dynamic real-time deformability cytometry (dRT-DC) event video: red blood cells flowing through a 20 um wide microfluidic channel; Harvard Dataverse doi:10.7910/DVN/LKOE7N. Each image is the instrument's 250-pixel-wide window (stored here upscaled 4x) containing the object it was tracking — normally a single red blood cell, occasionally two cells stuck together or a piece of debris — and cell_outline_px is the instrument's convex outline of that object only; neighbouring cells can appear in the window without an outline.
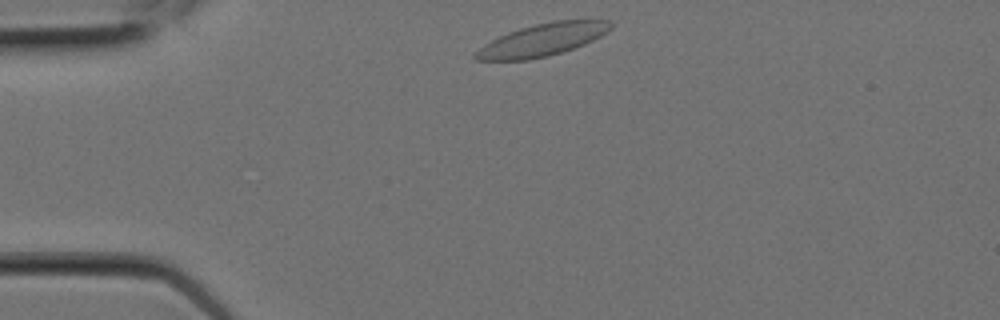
{"species": "Egyptian fruit bat (a non-hibernating species)", "species_latin": "Rousettus aegyptiacus", "temperature_condition": "room temperature", "stored_images_in_passage": 6, "camera_frame_rate_fps": 3000, "um_per_image_px": 0.085, "animal": {"sex": "female"}, "frame": {"image": 1, "passage_image": 1, "time_ms": 0.0, "image_size_px": [1000, 320], "cell_outline_px": [[612, 28], [600, 36], [584, 44], [548, 56], [528, 60], [476, 60], [472, 56], [484, 44], [508, 32], [520, 28], [552, 20], [612, 20]], "centroid_in_image_um": [46.1, 3.38], "position_along_channel_um": 38.9, "area_um2": 25.26}}
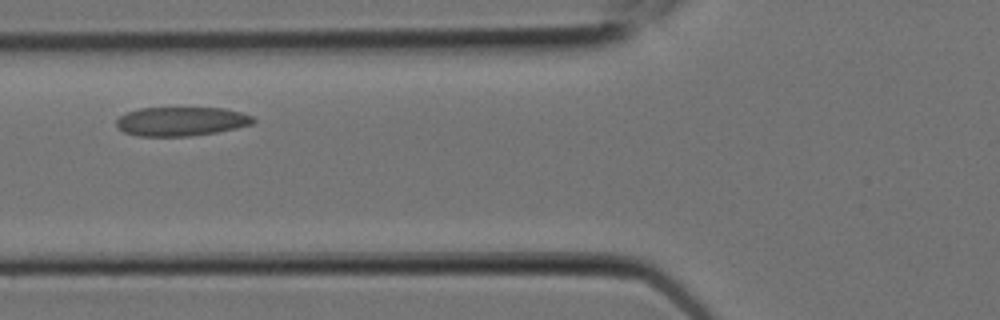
{"frame": {"image": 2, "passage_image": 4, "time_ms": 1.0, "image_size_px": [1000, 320], "cell_outline_px": [[256, 120], [252, 124], [236, 128], [216, 132], [188, 136], [136, 136], [124, 132], [116, 124], [116, 120], [120, 116], [128, 112], [140, 108], [224, 108], [240, 112], [252, 116]], "centroid_in_image_um": [15.4, 10.32], "position_along_channel_um": 110.4, "area_um2": 23.0}}
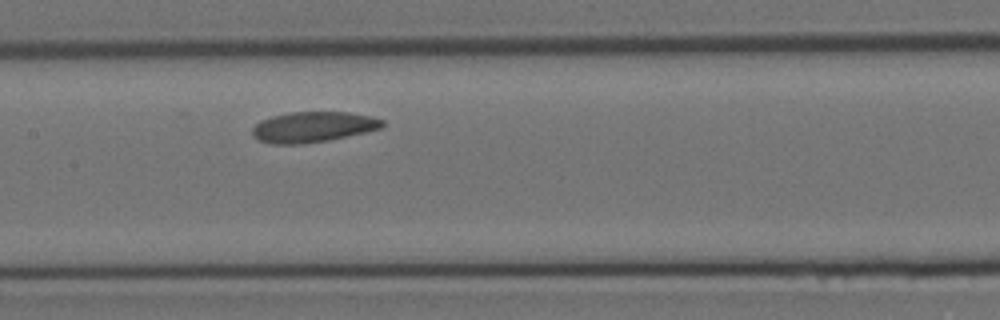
{"frame": {"image": 3, "passage_image": 6, "time_ms": 1.667, "image_size_px": [1000, 320], "cell_outline_px": [[384, 128], [328, 140], [300, 144], [272, 144], [256, 140], [252, 136], [252, 128], [260, 120], [272, 116], [288, 112], [348, 112], [372, 116], [384, 120]], "centroid_in_image_um": [26.59, 10.79], "position_along_channel_um": 180.8, "area_um2": 23.35}}